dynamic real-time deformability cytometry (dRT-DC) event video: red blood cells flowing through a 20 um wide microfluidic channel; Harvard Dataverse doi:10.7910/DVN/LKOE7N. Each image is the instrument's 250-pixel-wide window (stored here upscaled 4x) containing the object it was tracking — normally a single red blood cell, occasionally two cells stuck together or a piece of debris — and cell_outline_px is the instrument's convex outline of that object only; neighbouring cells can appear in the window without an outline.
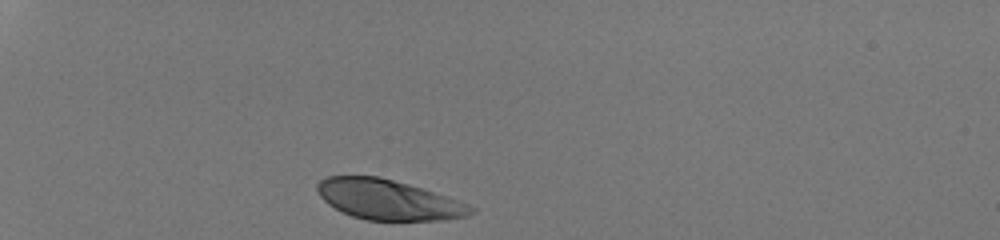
{"species": "human", "species_latin": "Homo sapiens", "temperature_condition": "room temperature", "stored_images_in_passage": 30, "camera_frame_rate_fps": 3000, "um_per_image_px": 0.085, "donor": {"sex": "male"}, "frame": {"image": 1, "passage_image": 1, "time_ms": 0.0, "image_size_px": [1000, 240], "cell_outline_px": [[476, 212], [468, 216], [440, 220], [368, 220], [352, 216], [328, 204], [320, 196], [316, 188], [316, 184], [320, 180], [328, 176], [376, 176], [408, 184], [460, 200], [476, 208]], "centroid_in_image_um": [33.03, 16.98], "position_along_channel_um": 52.0, "area_um2": 35.72}}
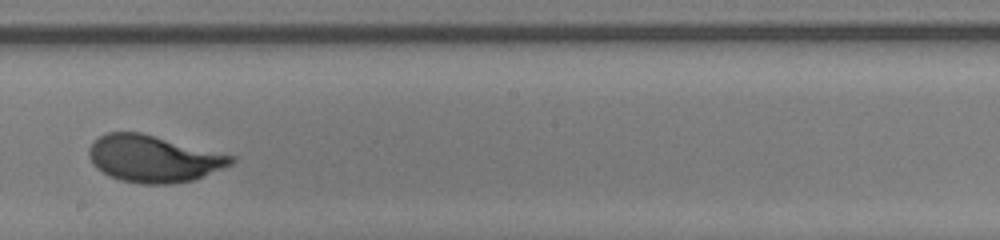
{"frame": {"image": 2, "passage_image": 18, "time_ms": 5.667, "image_size_px": [1000, 240], "cell_outline_px": [[236, 160], [232, 164], [196, 180], [172, 184], [144, 184], [120, 180], [96, 168], [92, 164], [88, 156], [88, 148], [100, 136], [108, 132], [140, 132], [236, 156]], "centroid_in_image_um": [13.08, 13.5], "position_along_channel_um": 235.1, "area_um2": 38.9}}
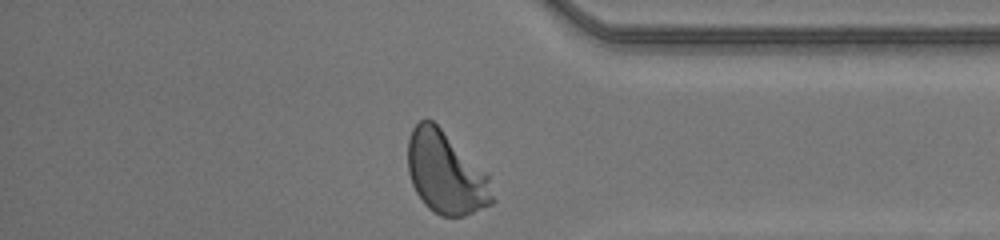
{"frame": {"image": 3, "passage_image": 30, "time_ms": 9.667, "image_size_px": [1000, 240], "cell_outline_px": [[496, 200], [492, 204], [464, 216], [440, 216], [428, 208], [424, 204], [416, 192], [412, 184], [408, 172], [408, 140], [412, 128], [420, 120], [432, 120], [488, 172]], "centroid_in_image_um": [37.92, 14.71], "position_along_channel_um": 397.3, "area_um2": 40.86}, "authors_computed_cell_mechanics": {"area_um2": 38.6682, "velocity_mm_per_s": 4.1888, "shape_relaxation_time_tau1_ms": 2.5679, "shape_relaxation_time_tau2_ms": null, "deformation_change_tau1": 0.1571, "deformation_change_tau2": null}}